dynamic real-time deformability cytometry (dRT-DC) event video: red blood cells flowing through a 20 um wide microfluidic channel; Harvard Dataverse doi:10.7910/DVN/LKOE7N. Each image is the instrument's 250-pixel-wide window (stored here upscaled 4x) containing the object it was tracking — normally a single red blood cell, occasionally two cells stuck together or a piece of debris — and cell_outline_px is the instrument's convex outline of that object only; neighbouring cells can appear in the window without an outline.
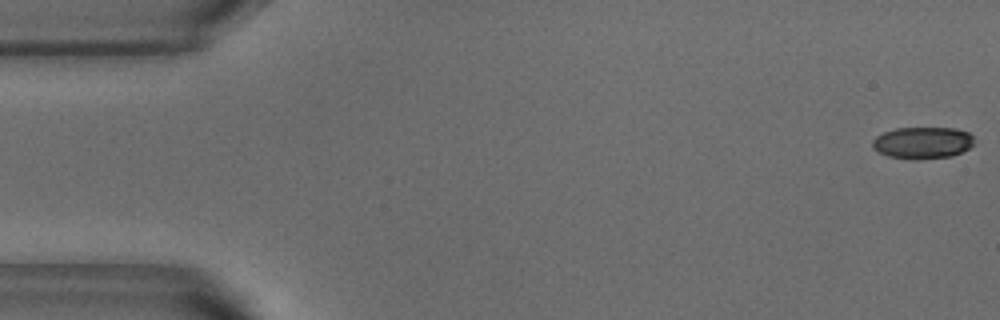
{"species": "common noctule bat (a hibernating species)", "species_latin": "Nyctalus noctula", "temperature_condition": "warm", "stored_images_in_passage": 12, "camera_frame_rate_fps": 3000, "um_per_image_px": 0.085, "animal": {"sex": "male", "body_mass_g": 18.8}, "frame": {"image": 1, "passage_image": 1, "time_ms": 0.0, "image_size_px": [1000, 320], "cell_outline_px": [[972, 144], [968, 148], [952, 156], [916, 160], [888, 156], [872, 148], [872, 140], [876, 136], [884, 132], [896, 128], [952, 128], [968, 132], [972, 136]], "centroid_in_image_um": [78.38, 12.14], "position_along_channel_um": 6.6, "area_um2": 18.73}}